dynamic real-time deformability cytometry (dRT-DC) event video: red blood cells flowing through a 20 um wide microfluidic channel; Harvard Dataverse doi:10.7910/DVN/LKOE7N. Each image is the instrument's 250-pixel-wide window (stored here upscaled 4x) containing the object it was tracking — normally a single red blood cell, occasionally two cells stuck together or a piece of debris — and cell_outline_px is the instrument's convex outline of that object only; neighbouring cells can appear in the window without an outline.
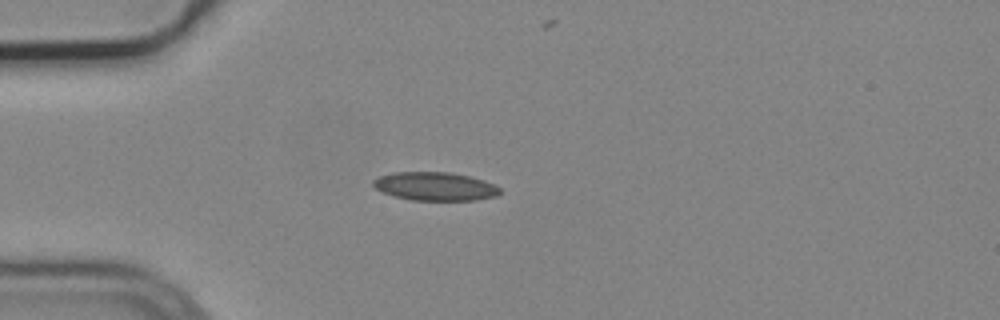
{"species": "common noctule bat (a hibernating species)", "species_latin": "Nyctalus noctula", "temperature_condition": "cold", "stored_images_in_passage": 1, "camera_frame_rate_fps": 3000, "um_per_image_px": 0.085, "animal": {"sex": "male", "body_mass_g": 19.2, "forearm_length_mm": 51.8}, "frame": {"image": 1, "passage_image": 1, "time_ms": 0.0, "image_size_px": [1000, 320], "cell_outline_px": [[500, 192], [496, 196], [476, 200], [412, 200], [396, 196], [384, 192], [376, 188], [372, 184], [372, 180], [380, 176], [392, 172], [448, 172], [468, 176], [484, 180], [500, 188]], "centroid_in_image_um": [36.97, 15.83], "position_along_channel_um": 48.0, "area_um2": 20.81}}